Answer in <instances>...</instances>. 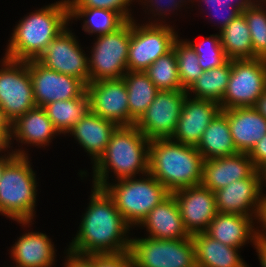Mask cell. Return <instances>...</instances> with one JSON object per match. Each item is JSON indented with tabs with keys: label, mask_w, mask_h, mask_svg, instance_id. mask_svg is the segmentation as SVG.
Listing matches in <instances>:
<instances>
[{
	"label": "cell",
	"mask_w": 266,
	"mask_h": 267,
	"mask_svg": "<svg viewBox=\"0 0 266 267\" xmlns=\"http://www.w3.org/2000/svg\"><path fill=\"white\" fill-rule=\"evenodd\" d=\"M79 231L67 250L81 255L129 251L131 228L104 189L94 187ZM125 236V237H124Z\"/></svg>",
	"instance_id": "obj_1"
},
{
	"label": "cell",
	"mask_w": 266,
	"mask_h": 267,
	"mask_svg": "<svg viewBox=\"0 0 266 267\" xmlns=\"http://www.w3.org/2000/svg\"><path fill=\"white\" fill-rule=\"evenodd\" d=\"M69 21L67 0L31 12L15 26L4 57L17 61L37 60Z\"/></svg>",
	"instance_id": "obj_2"
},
{
	"label": "cell",
	"mask_w": 266,
	"mask_h": 267,
	"mask_svg": "<svg viewBox=\"0 0 266 267\" xmlns=\"http://www.w3.org/2000/svg\"><path fill=\"white\" fill-rule=\"evenodd\" d=\"M149 143L135 125L118 126L105 153L93 164V186L103 189L108 184L110 170L116 180L148 174Z\"/></svg>",
	"instance_id": "obj_3"
},
{
	"label": "cell",
	"mask_w": 266,
	"mask_h": 267,
	"mask_svg": "<svg viewBox=\"0 0 266 267\" xmlns=\"http://www.w3.org/2000/svg\"><path fill=\"white\" fill-rule=\"evenodd\" d=\"M148 173L170 193L201 185L204 159L194 146L170 138L149 143Z\"/></svg>",
	"instance_id": "obj_4"
},
{
	"label": "cell",
	"mask_w": 266,
	"mask_h": 267,
	"mask_svg": "<svg viewBox=\"0 0 266 267\" xmlns=\"http://www.w3.org/2000/svg\"><path fill=\"white\" fill-rule=\"evenodd\" d=\"M27 155H16L0 180V213L24 225L35 216L37 181Z\"/></svg>",
	"instance_id": "obj_5"
},
{
	"label": "cell",
	"mask_w": 266,
	"mask_h": 267,
	"mask_svg": "<svg viewBox=\"0 0 266 267\" xmlns=\"http://www.w3.org/2000/svg\"><path fill=\"white\" fill-rule=\"evenodd\" d=\"M145 176L119 179L117 184L108 183L103 188L131 228L139 226L148 213L171 194L154 176L149 173Z\"/></svg>",
	"instance_id": "obj_6"
},
{
	"label": "cell",
	"mask_w": 266,
	"mask_h": 267,
	"mask_svg": "<svg viewBox=\"0 0 266 267\" xmlns=\"http://www.w3.org/2000/svg\"><path fill=\"white\" fill-rule=\"evenodd\" d=\"M129 252L134 267H197L192 237L173 240L131 238Z\"/></svg>",
	"instance_id": "obj_7"
},
{
	"label": "cell",
	"mask_w": 266,
	"mask_h": 267,
	"mask_svg": "<svg viewBox=\"0 0 266 267\" xmlns=\"http://www.w3.org/2000/svg\"><path fill=\"white\" fill-rule=\"evenodd\" d=\"M164 21H151L137 25L131 20V37L128 51V71L144 72L159 57L166 55L173 48L174 41L178 38L172 25Z\"/></svg>",
	"instance_id": "obj_8"
},
{
	"label": "cell",
	"mask_w": 266,
	"mask_h": 267,
	"mask_svg": "<svg viewBox=\"0 0 266 267\" xmlns=\"http://www.w3.org/2000/svg\"><path fill=\"white\" fill-rule=\"evenodd\" d=\"M130 37L131 21H127L116 32L97 36L88 57L90 83L123 78L128 72Z\"/></svg>",
	"instance_id": "obj_9"
},
{
	"label": "cell",
	"mask_w": 266,
	"mask_h": 267,
	"mask_svg": "<svg viewBox=\"0 0 266 267\" xmlns=\"http://www.w3.org/2000/svg\"><path fill=\"white\" fill-rule=\"evenodd\" d=\"M266 91V60H232L228 86L220 102L221 110L254 107Z\"/></svg>",
	"instance_id": "obj_10"
},
{
	"label": "cell",
	"mask_w": 266,
	"mask_h": 267,
	"mask_svg": "<svg viewBox=\"0 0 266 267\" xmlns=\"http://www.w3.org/2000/svg\"><path fill=\"white\" fill-rule=\"evenodd\" d=\"M0 69V107L13 123L19 116L36 107L29 61L3 57Z\"/></svg>",
	"instance_id": "obj_11"
},
{
	"label": "cell",
	"mask_w": 266,
	"mask_h": 267,
	"mask_svg": "<svg viewBox=\"0 0 266 267\" xmlns=\"http://www.w3.org/2000/svg\"><path fill=\"white\" fill-rule=\"evenodd\" d=\"M187 96V90L159 91L135 126L148 140L171 138Z\"/></svg>",
	"instance_id": "obj_12"
},
{
	"label": "cell",
	"mask_w": 266,
	"mask_h": 267,
	"mask_svg": "<svg viewBox=\"0 0 266 267\" xmlns=\"http://www.w3.org/2000/svg\"><path fill=\"white\" fill-rule=\"evenodd\" d=\"M73 34L66 27L37 60L46 68L80 79L87 86L90 83L88 57Z\"/></svg>",
	"instance_id": "obj_13"
},
{
	"label": "cell",
	"mask_w": 266,
	"mask_h": 267,
	"mask_svg": "<svg viewBox=\"0 0 266 267\" xmlns=\"http://www.w3.org/2000/svg\"><path fill=\"white\" fill-rule=\"evenodd\" d=\"M29 73L36 107L79 98L86 92V85L80 79L46 68L38 60L29 61Z\"/></svg>",
	"instance_id": "obj_14"
},
{
	"label": "cell",
	"mask_w": 266,
	"mask_h": 267,
	"mask_svg": "<svg viewBox=\"0 0 266 267\" xmlns=\"http://www.w3.org/2000/svg\"><path fill=\"white\" fill-rule=\"evenodd\" d=\"M89 108L118 126H133L129 120L128 92L123 78L91 82L86 86Z\"/></svg>",
	"instance_id": "obj_15"
},
{
	"label": "cell",
	"mask_w": 266,
	"mask_h": 267,
	"mask_svg": "<svg viewBox=\"0 0 266 267\" xmlns=\"http://www.w3.org/2000/svg\"><path fill=\"white\" fill-rule=\"evenodd\" d=\"M262 190L260 174L256 169L248 178L233 181L214 191L217 212L252 216L256 220L264 195Z\"/></svg>",
	"instance_id": "obj_16"
},
{
	"label": "cell",
	"mask_w": 266,
	"mask_h": 267,
	"mask_svg": "<svg viewBox=\"0 0 266 267\" xmlns=\"http://www.w3.org/2000/svg\"><path fill=\"white\" fill-rule=\"evenodd\" d=\"M178 204L183 224L190 236L205 232L217 214L215 194L202 185L171 193Z\"/></svg>",
	"instance_id": "obj_17"
},
{
	"label": "cell",
	"mask_w": 266,
	"mask_h": 267,
	"mask_svg": "<svg viewBox=\"0 0 266 267\" xmlns=\"http://www.w3.org/2000/svg\"><path fill=\"white\" fill-rule=\"evenodd\" d=\"M188 94L184 101L181 115L171 140L197 147L203 132L211 121L221 111L220 104L211 100L190 98Z\"/></svg>",
	"instance_id": "obj_18"
},
{
	"label": "cell",
	"mask_w": 266,
	"mask_h": 267,
	"mask_svg": "<svg viewBox=\"0 0 266 267\" xmlns=\"http://www.w3.org/2000/svg\"><path fill=\"white\" fill-rule=\"evenodd\" d=\"M255 170L248 153L204 160L201 185L214 192L233 181L248 178Z\"/></svg>",
	"instance_id": "obj_19"
},
{
	"label": "cell",
	"mask_w": 266,
	"mask_h": 267,
	"mask_svg": "<svg viewBox=\"0 0 266 267\" xmlns=\"http://www.w3.org/2000/svg\"><path fill=\"white\" fill-rule=\"evenodd\" d=\"M228 118L235 148L249 153L266 134V118L254 107H237L221 110Z\"/></svg>",
	"instance_id": "obj_20"
},
{
	"label": "cell",
	"mask_w": 266,
	"mask_h": 267,
	"mask_svg": "<svg viewBox=\"0 0 266 267\" xmlns=\"http://www.w3.org/2000/svg\"><path fill=\"white\" fill-rule=\"evenodd\" d=\"M117 127L113 121L103 119L89 109L68 133L89 153L92 164H95L105 153L111 135Z\"/></svg>",
	"instance_id": "obj_21"
},
{
	"label": "cell",
	"mask_w": 266,
	"mask_h": 267,
	"mask_svg": "<svg viewBox=\"0 0 266 267\" xmlns=\"http://www.w3.org/2000/svg\"><path fill=\"white\" fill-rule=\"evenodd\" d=\"M140 226L149 232L148 238L173 240L191 237L184 227L177 201L172 194L156 205Z\"/></svg>",
	"instance_id": "obj_22"
},
{
	"label": "cell",
	"mask_w": 266,
	"mask_h": 267,
	"mask_svg": "<svg viewBox=\"0 0 266 267\" xmlns=\"http://www.w3.org/2000/svg\"><path fill=\"white\" fill-rule=\"evenodd\" d=\"M253 219L252 216L217 212L205 233L226 246L241 248L249 241L255 245L257 239Z\"/></svg>",
	"instance_id": "obj_23"
},
{
	"label": "cell",
	"mask_w": 266,
	"mask_h": 267,
	"mask_svg": "<svg viewBox=\"0 0 266 267\" xmlns=\"http://www.w3.org/2000/svg\"><path fill=\"white\" fill-rule=\"evenodd\" d=\"M10 252L15 267H52L55 264L54 244L45 233L22 234Z\"/></svg>",
	"instance_id": "obj_24"
},
{
	"label": "cell",
	"mask_w": 266,
	"mask_h": 267,
	"mask_svg": "<svg viewBox=\"0 0 266 267\" xmlns=\"http://www.w3.org/2000/svg\"><path fill=\"white\" fill-rule=\"evenodd\" d=\"M57 134L59 132L48 118L45 109L34 107L12 123L10 140L15 138L19 143L45 147Z\"/></svg>",
	"instance_id": "obj_25"
},
{
	"label": "cell",
	"mask_w": 266,
	"mask_h": 267,
	"mask_svg": "<svg viewBox=\"0 0 266 267\" xmlns=\"http://www.w3.org/2000/svg\"><path fill=\"white\" fill-rule=\"evenodd\" d=\"M191 237L195 245L197 267H248L238 254L240 248L226 246L205 232Z\"/></svg>",
	"instance_id": "obj_26"
},
{
	"label": "cell",
	"mask_w": 266,
	"mask_h": 267,
	"mask_svg": "<svg viewBox=\"0 0 266 267\" xmlns=\"http://www.w3.org/2000/svg\"><path fill=\"white\" fill-rule=\"evenodd\" d=\"M204 160L237 154L227 116L220 111L203 132L197 145Z\"/></svg>",
	"instance_id": "obj_27"
},
{
	"label": "cell",
	"mask_w": 266,
	"mask_h": 267,
	"mask_svg": "<svg viewBox=\"0 0 266 267\" xmlns=\"http://www.w3.org/2000/svg\"><path fill=\"white\" fill-rule=\"evenodd\" d=\"M123 79L128 92L129 120L135 125L160 90L142 71H128Z\"/></svg>",
	"instance_id": "obj_28"
},
{
	"label": "cell",
	"mask_w": 266,
	"mask_h": 267,
	"mask_svg": "<svg viewBox=\"0 0 266 267\" xmlns=\"http://www.w3.org/2000/svg\"><path fill=\"white\" fill-rule=\"evenodd\" d=\"M219 31L221 45L229 60L255 59L250 30L242 13Z\"/></svg>",
	"instance_id": "obj_29"
},
{
	"label": "cell",
	"mask_w": 266,
	"mask_h": 267,
	"mask_svg": "<svg viewBox=\"0 0 266 267\" xmlns=\"http://www.w3.org/2000/svg\"><path fill=\"white\" fill-rule=\"evenodd\" d=\"M43 108L59 134L65 135L90 109L89 97L85 92L79 98L54 101Z\"/></svg>",
	"instance_id": "obj_30"
},
{
	"label": "cell",
	"mask_w": 266,
	"mask_h": 267,
	"mask_svg": "<svg viewBox=\"0 0 266 267\" xmlns=\"http://www.w3.org/2000/svg\"><path fill=\"white\" fill-rule=\"evenodd\" d=\"M85 18V33L97 36L116 32L127 21L116 11L102 8H69V20Z\"/></svg>",
	"instance_id": "obj_31"
},
{
	"label": "cell",
	"mask_w": 266,
	"mask_h": 267,
	"mask_svg": "<svg viewBox=\"0 0 266 267\" xmlns=\"http://www.w3.org/2000/svg\"><path fill=\"white\" fill-rule=\"evenodd\" d=\"M231 68L232 60L228 59L220 67L203 71L187 93L193 92L195 99L211 100L220 104L228 86Z\"/></svg>",
	"instance_id": "obj_32"
},
{
	"label": "cell",
	"mask_w": 266,
	"mask_h": 267,
	"mask_svg": "<svg viewBox=\"0 0 266 267\" xmlns=\"http://www.w3.org/2000/svg\"><path fill=\"white\" fill-rule=\"evenodd\" d=\"M144 72L160 91L184 90L179 79L177 58L173 49L159 57Z\"/></svg>",
	"instance_id": "obj_33"
},
{
	"label": "cell",
	"mask_w": 266,
	"mask_h": 267,
	"mask_svg": "<svg viewBox=\"0 0 266 267\" xmlns=\"http://www.w3.org/2000/svg\"><path fill=\"white\" fill-rule=\"evenodd\" d=\"M265 4L266 0H257L252 6L245 8L241 12L245 17L250 30L255 59L257 58L264 60H266V7H264Z\"/></svg>",
	"instance_id": "obj_34"
},
{
	"label": "cell",
	"mask_w": 266,
	"mask_h": 267,
	"mask_svg": "<svg viewBox=\"0 0 266 267\" xmlns=\"http://www.w3.org/2000/svg\"><path fill=\"white\" fill-rule=\"evenodd\" d=\"M172 49L177 58L181 86L188 90L203 73L198 55L186 39L183 41L179 37L174 41Z\"/></svg>",
	"instance_id": "obj_35"
},
{
	"label": "cell",
	"mask_w": 266,
	"mask_h": 267,
	"mask_svg": "<svg viewBox=\"0 0 266 267\" xmlns=\"http://www.w3.org/2000/svg\"><path fill=\"white\" fill-rule=\"evenodd\" d=\"M187 42L198 55V62L203 71L220 67L228 60L220 42V34L210 35L207 39L198 43Z\"/></svg>",
	"instance_id": "obj_36"
},
{
	"label": "cell",
	"mask_w": 266,
	"mask_h": 267,
	"mask_svg": "<svg viewBox=\"0 0 266 267\" xmlns=\"http://www.w3.org/2000/svg\"><path fill=\"white\" fill-rule=\"evenodd\" d=\"M201 1L203 3H206L209 9L211 7V10L214 11V13L212 12L214 17L220 18L219 16H221V19H220L221 22L219 21L220 23L219 29L222 30L233 19H235L239 14H241V12L245 8L252 6L257 0H201ZM201 1L199 0V2ZM219 11H222V12L219 13ZM225 11H226V15H224L225 13L223 14V12Z\"/></svg>",
	"instance_id": "obj_37"
},
{
	"label": "cell",
	"mask_w": 266,
	"mask_h": 267,
	"mask_svg": "<svg viewBox=\"0 0 266 267\" xmlns=\"http://www.w3.org/2000/svg\"><path fill=\"white\" fill-rule=\"evenodd\" d=\"M69 8H102L118 12L126 21L133 20L128 8L133 0H67Z\"/></svg>",
	"instance_id": "obj_38"
},
{
	"label": "cell",
	"mask_w": 266,
	"mask_h": 267,
	"mask_svg": "<svg viewBox=\"0 0 266 267\" xmlns=\"http://www.w3.org/2000/svg\"><path fill=\"white\" fill-rule=\"evenodd\" d=\"M95 267H134L129 251L95 254Z\"/></svg>",
	"instance_id": "obj_39"
},
{
	"label": "cell",
	"mask_w": 266,
	"mask_h": 267,
	"mask_svg": "<svg viewBox=\"0 0 266 267\" xmlns=\"http://www.w3.org/2000/svg\"><path fill=\"white\" fill-rule=\"evenodd\" d=\"M139 1V0H138ZM142 1V2H141ZM165 1V3H164ZM178 1V2H177ZM186 2V0H140V2L142 4H144L145 6H147V9H148V6H150L151 8L149 9L150 10V13L152 11V14H154L153 16H157L159 15L160 16H164V15H168V13L166 14V12H171L172 10L174 11V9L176 8H179V6L181 5H185L184 3ZM187 1H190L192 2L193 0H187ZM149 2V3H148ZM165 4V5H162L160 3ZM168 3V4H167ZM149 4V5H148ZM157 4V5H156ZM167 4V5H166ZM180 4V5H179ZM159 5V6H158ZM153 6V7H152ZM157 7V8H156ZM174 7V9H173ZM165 10V11H164ZM169 10V11H168ZM164 11V12H163ZM156 13V14H155ZM164 14V15H163Z\"/></svg>",
	"instance_id": "obj_40"
},
{
	"label": "cell",
	"mask_w": 266,
	"mask_h": 267,
	"mask_svg": "<svg viewBox=\"0 0 266 267\" xmlns=\"http://www.w3.org/2000/svg\"><path fill=\"white\" fill-rule=\"evenodd\" d=\"M65 260V267H95V254L92 255H81L73 253L70 250Z\"/></svg>",
	"instance_id": "obj_41"
},
{
	"label": "cell",
	"mask_w": 266,
	"mask_h": 267,
	"mask_svg": "<svg viewBox=\"0 0 266 267\" xmlns=\"http://www.w3.org/2000/svg\"><path fill=\"white\" fill-rule=\"evenodd\" d=\"M254 167L258 170L266 163V134L259 140L252 150L248 153Z\"/></svg>",
	"instance_id": "obj_42"
},
{
	"label": "cell",
	"mask_w": 266,
	"mask_h": 267,
	"mask_svg": "<svg viewBox=\"0 0 266 267\" xmlns=\"http://www.w3.org/2000/svg\"><path fill=\"white\" fill-rule=\"evenodd\" d=\"M256 220L261 224L262 230L256 227V239L260 242H266V195L261 200Z\"/></svg>",
	"instance_id": "obj_43"
},
{
	"label": "cell",
	"mask_w": 266,
	"mask_h": 267,
	"mask_svg": "<svg viewBox=\"0 0 266 267\" xmlns=\"http://www.w3.org/2000/svg\"><path fill=\"white\" fill-rule=\"evenodd\" d=\"M7 153L8 155L4 153L3 156H0V180L5 167L16 155H28L22 148L20 150H12L11 152L8 151Z\"/></svg>",
	"instance_id": "obj_44"
},
{
	"label": "cell",
	"mask_w": 266,
	"mask_h": 267,
	"mask_svg": "<svg viewBox=\"0 0 266 267\" xmlns=\"http://www.w3.org/2000/svg\"><path fill=\"white\" fill-rule=\"evenodd\" d=\"M0 130L10 139L12 135V122L0 107Z\"/></svg>",
	"instance_id": "obj_45"
},
{
	"label": "cell",
	"mask_w": 266,
	"mask_h": 267,
	"mask_svg": "<svg viewBox=\"0 0 266 267\" xmlns=\"http://www.w3.org/2000/svg\"><path fill=\"white\" fill-rule=\"evenodd\" d=\"M256 248V252L258 253L260 265L262 267H266V242H260L256 241V244L254 245Z\"/></svg>",
	"instance_id": "obj_46"
},
{
	"label": "cell",
	"mask_w": 266,
	"mask_h": 267,
	"mask_svg": "<svg viewBox=\"0 0 266 267\" xmlns=\"http://www.w3.org/2000/svg\"><path fill=\"white\" fill-rule=\"evenodd\" d=\"M254 108L266 118V91L257 100Z\"/></svg>",
	"instance_id": "obj_47"
},
{
	"label": "cell",
	"mask_w": 266,
	"mask_h": 267,
	"mask_svg": "<svg viewBox=\"0 0 266 267\" xmlns=\"http://www.w3.org/2000/svg\"><path fill=\"white\" fill-rule=\"evenodd\" d=\"M11 142V143H10ZM12 140H10L1 130H0V154L5 152L11 147Z\"/></svg>",
	"instance_id": "obj_48"
},
{
	"label": "cell",
	"mask_w": 266,
	"mask_h": 267,
	"mask_svg": "<svg viewBox=\"0 0 266 267\" xmlns=\"http://www.w3.org/2000/svg\"><path fill=\"white\" fill-rule=\"evenodd\" d=\"M259 174H260V179H261V183L262 186L265 185L266 183V163H264L259 169ZM265 181V182H264ZM264 184V185H263Z\"/></svg>",
	"instance_id": "obj_49"
}]
</instances>
